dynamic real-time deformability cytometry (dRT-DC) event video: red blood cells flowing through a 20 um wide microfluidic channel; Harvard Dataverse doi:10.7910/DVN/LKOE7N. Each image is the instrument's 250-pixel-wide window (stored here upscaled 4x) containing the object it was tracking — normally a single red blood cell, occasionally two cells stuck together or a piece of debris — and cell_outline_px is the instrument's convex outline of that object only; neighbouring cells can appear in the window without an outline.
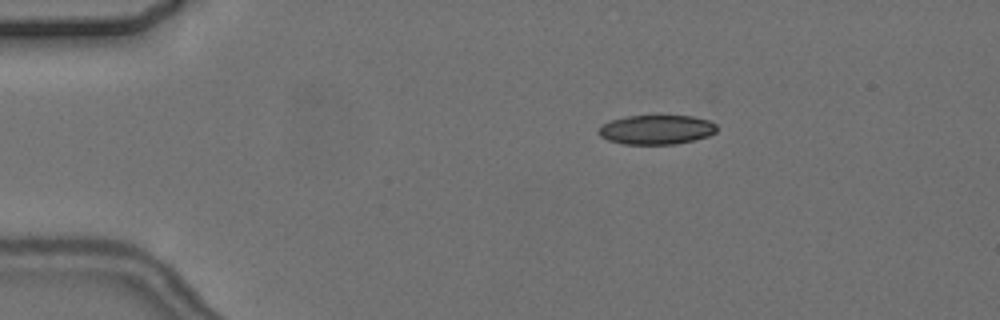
{"species": "common noctule bat (a hibernating species)", "species_latin": "Nyctalus noctula", "temperature_condition": "cold", "stored_images_in_passage": 3, "camera_frame_rate_fps": 3000, "um_per_image_px": 0.085, "animal": {"sex": "female", "body_mass_g": 24.6, "forearm_length_mm": 56.2}, "frame": {"image": 1, "passage_image": 1, "time_ms": 0.0, "image_size_px": [1000, 320], "cell_outline_px": [[716, 132], [708, 136], [676, 144], [624, 144], [608, 140], [600, 136], [596, 132], [604, 124], [612, 120], [628, 116], [692, 116], [708, 120], [716, 124]], "centroid_in_image_um": [55.8, 11.02], "position_along_channel_um": 29.2, "area_um2": 20.06}}